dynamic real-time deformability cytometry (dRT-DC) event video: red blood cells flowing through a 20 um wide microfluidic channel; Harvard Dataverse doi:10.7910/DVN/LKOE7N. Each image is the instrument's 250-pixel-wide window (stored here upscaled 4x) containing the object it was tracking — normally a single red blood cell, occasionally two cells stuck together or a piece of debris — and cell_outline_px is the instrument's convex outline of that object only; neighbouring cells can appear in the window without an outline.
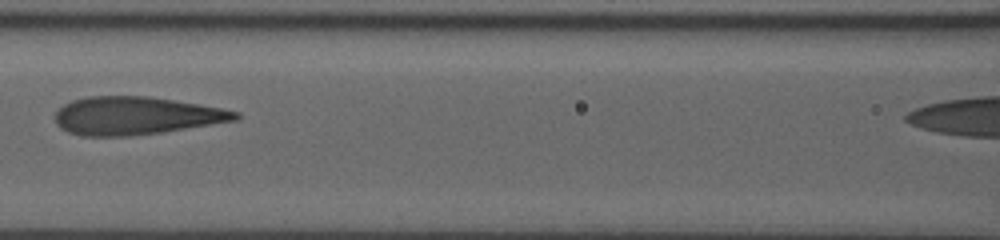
{"species": "human", "species_latin": "Homo sapiens", "temperature_condition": "room temperature", "stored_images_in_passage": 9, "camera_frame_rate_fps": 3000, "um_per_image_px": 0.085, "donor": {"sex": "male"}, "frame": {"image": 1, "passage_image": 6, "time_ms": 6.0, "image_size_px": [1000, 240], "cell_outline_px": [[240, 116], [236, 120], [160, 132], [128, 136], [84, 136], [68, 132], [60, 128], [56, 124], [56, 112], [64, 104], [72, 100], [88, 96], [148, 96], [200, 104], [240, 112]], "centroid_in_image_um": [11.52, 9.83], "position_along_channel_um": 155.1, "area_um2": 39.59}}
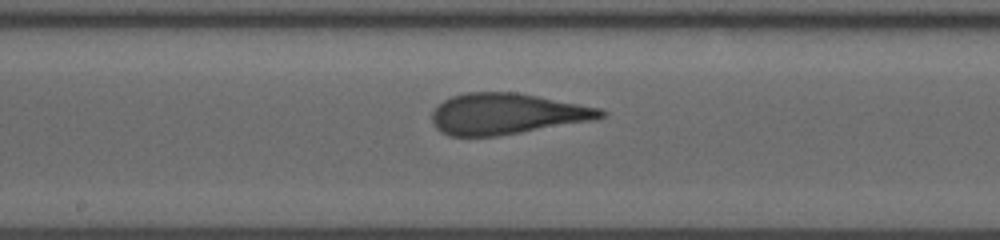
{"frame": {"image": 2, "passage_image": 8, "time_ms": 7.333, "image_size_px": [1000, 240], "cell_outline_px": [[608, 112], [604, 116], [592, 120], [496, 136], [448, 136], [440, 132], [432, 124], [432, 112], [444, 100], [452, 96], [464, 92], [516, 92], [600, 108]], "centroid_in_image_um": [43.02, 9.67], "position_along_channel_um": 205.2, "area_um2": 40.0}}